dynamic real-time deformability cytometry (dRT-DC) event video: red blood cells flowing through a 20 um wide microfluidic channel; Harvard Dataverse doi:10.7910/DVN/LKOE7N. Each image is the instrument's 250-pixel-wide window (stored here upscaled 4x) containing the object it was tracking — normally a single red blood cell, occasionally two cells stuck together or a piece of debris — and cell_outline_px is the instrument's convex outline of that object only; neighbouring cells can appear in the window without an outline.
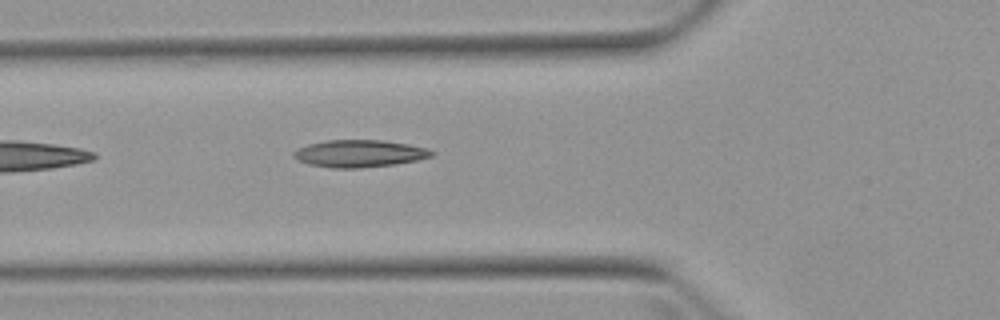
{"species": "Egyptian fruit bat (a non-hibernating species)", "species_latin": "Rousettus aegyptiacus", "temperature_condition": "warm", "stored_images_in_passage": 4, "camera_frame_rate_fps": 3000, "um_per_image_px": 0.085, "animal": {"sex": "female"}, "frame": {"image": 1, "passage_image": 4, "time_ms": 4.667, "image_size_px": [1000, 320], "cell_outline_px": [[436, 152], [432, 156], [416, 160], [396, 164], [360, 168], [332, 168], [308, 164], [292, 156], [292, 152], [296, 148], [308, 144], [328, 140], [384, 140], [408, 144], [428, 148]], "centroid_in_image_um": [30.55, 13.05], "position_along_channel_um": 95.3, "area_um2": 22.02}}